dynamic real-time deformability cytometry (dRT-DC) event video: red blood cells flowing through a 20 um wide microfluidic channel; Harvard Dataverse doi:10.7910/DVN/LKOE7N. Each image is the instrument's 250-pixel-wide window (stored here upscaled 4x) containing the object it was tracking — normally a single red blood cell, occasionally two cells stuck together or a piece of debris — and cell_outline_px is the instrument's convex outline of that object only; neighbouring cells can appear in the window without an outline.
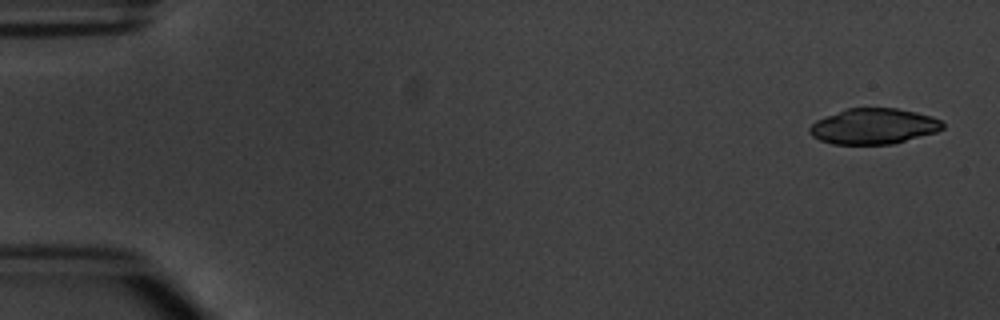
{"species": "common noctule bat (a hibernating species)", "species_latin": "Nyctalus noctula", "temperature_condition": "warm", "stored_images_in_passage": 4, "camera_frame_rate_fps": 3000, "um_per_image_px": 0.085, "animal": {"sex": "male", "body_mass_g": 20.1, "forearm_length_mm": 53.5}, "frame": {"image": 1, "passage_image": 1, "time_ms": 0.0, "image_size_px": [1000, 320], "cell_outline_px": [[944, 128], [936, 132], [892, 144], [832, 144], [820, 140], [812, 136], [808, 132], [808, 128], [816, 120], [824, 116], [848, 108], [896, 108], [916, 112], [932, 116], [940, 120], [944, 124]], "centroid_in_image_um": [74.24, 10.73], "position_along_channel_um": 10.8, "area_um2": 27.69}}